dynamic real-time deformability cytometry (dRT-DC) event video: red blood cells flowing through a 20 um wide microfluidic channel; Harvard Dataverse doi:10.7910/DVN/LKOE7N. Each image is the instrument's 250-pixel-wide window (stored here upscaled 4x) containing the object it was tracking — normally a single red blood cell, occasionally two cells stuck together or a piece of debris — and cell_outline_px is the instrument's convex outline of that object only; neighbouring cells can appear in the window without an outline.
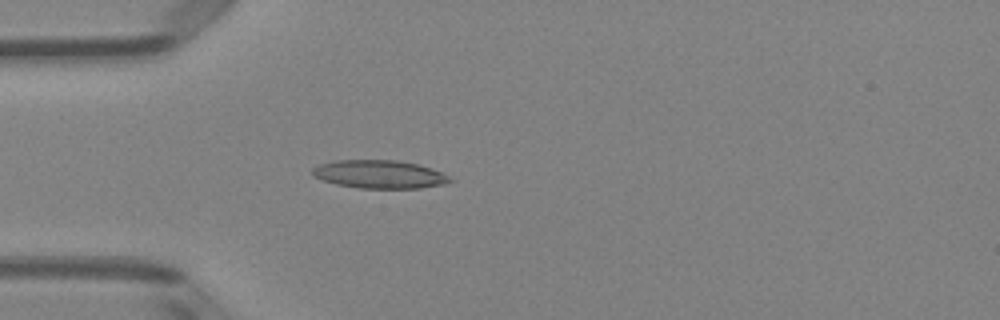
{"species": "Egyptian fruit bat (a non-hibernating species)", "species_latin": "Rousettus aegyptiacus", "temperature_condition": "room temperature", "stored_images_in_passage": 51, "camera_frame_rate_fps": 3000, "um_per_image_px": 0.085, "animal": {"sex": "female"}, "frame": {"image": 1, "passage_image": 15, "time_ms": 4.667, "image_size_px": [1000, 320], "cell_outline_px": [[456, 180], [444, 184], [420, 188], [360, 188], [336, 184], [312, 176], [312, 168], [320, 164], [336, 160], [396, 160], [416, 164], [432, 168]], "centroid_in_image_um": [32.26, 14.81], "position_along_channel_um": 52.7, "area_um2": 22.54}}
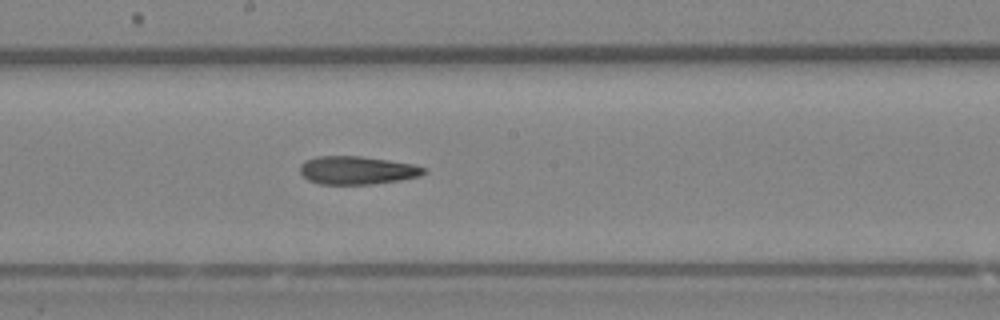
{"frame": {"image": 2, "passage_image": 28, "time_ms": 9.0, "image_size_px": [1000, 320], "cell_outline_px": [[428, 172], [420, 176], [400, 180], [372, 184], [320, 184], [308, 180], [300, 172], [300, 164], [304, 160], [316, 156], [360, 156], [388, 160], [412, 164], [428, 168]], "centroid_in_image_um": [30.36, 14.47], "position_along_channel_um": 217.8, "area_um2": 20.46}}
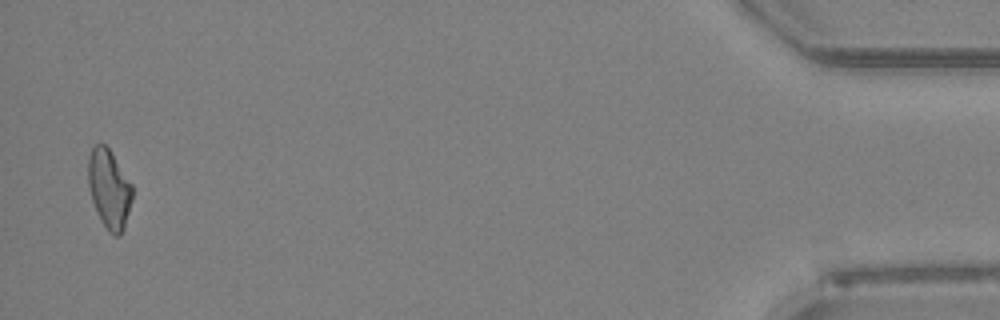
{"frame": {"image": 3, "passage_image": 50, "time_ms": 16.333, "image_size_px": [1000, 320], "cell_outline_px": [[132, 200], [124, 228], [120, 236], [116, 236], [108, 232], [100, 220], [92, 200], [88, 184], [88, 156], [92, 148], [96, 144], [104, 144], [108, 148], [132, 184]], "centroid_in_image_um": [9.27, 16.08], "position_along_channel_um": 425.9, "area_um2": 20.23}}